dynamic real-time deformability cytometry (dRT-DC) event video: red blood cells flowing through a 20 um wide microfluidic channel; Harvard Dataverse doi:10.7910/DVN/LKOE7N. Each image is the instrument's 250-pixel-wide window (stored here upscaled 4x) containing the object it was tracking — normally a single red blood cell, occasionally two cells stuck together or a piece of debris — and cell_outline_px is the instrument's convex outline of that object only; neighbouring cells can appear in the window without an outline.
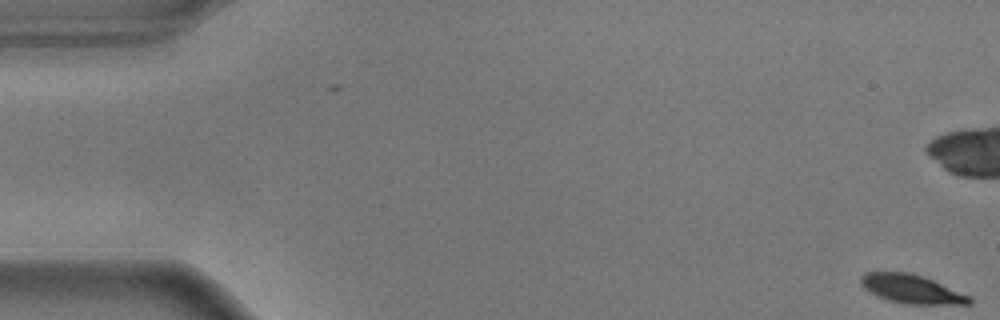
{"species": "common noctule bat (a hibernating species)", "species_latin": "Nyctalus noctula", "temperature_condition": "warm", "stored_images_in_passage": 58, "camera_frame_rate_fps": 3000, "um_per_image_px": 0.085, "animal": {"sex": "male", "body_mass_g": 17.9}, "frame": {"image": 1, "passage_image": 1, "time_ms": 0.0, "image_size_px": [1000, 320], "cell_outline_px": [[972, 304], [904, 304], [888, 300], [876, 296], [868, 292], [860, 284], [860, 276], [864, 272], [908, 272], [924, 276], [972, 296]], "centroid_in_image_um": [77.48, 24.57], "position_along_channel_um": 7.5, "area_um2": 18.5}}
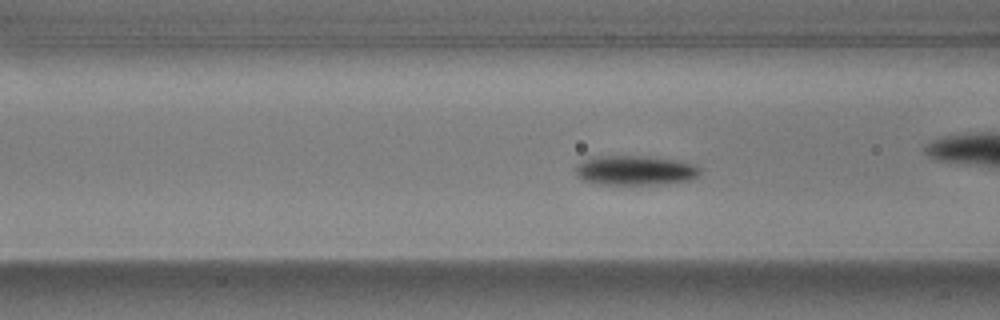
{"frame": {"image": 2, "passage_image": 22, "time_ms": 7.0, "image_size_px": [1000, 320], "cell_outline_px": [[700, 172], [696, 176], [688, 180], [664, 184], [596, 184], [584, 180], [576, 176], [576, 168], [584, 160], [596, 156], [648, 156], [676, 160], [696, 164], [700, 168]], "centroid_in_image_um": [54.0, 14.48], "position_along_channel_um": 112.6, "area_um2": 21.39}}
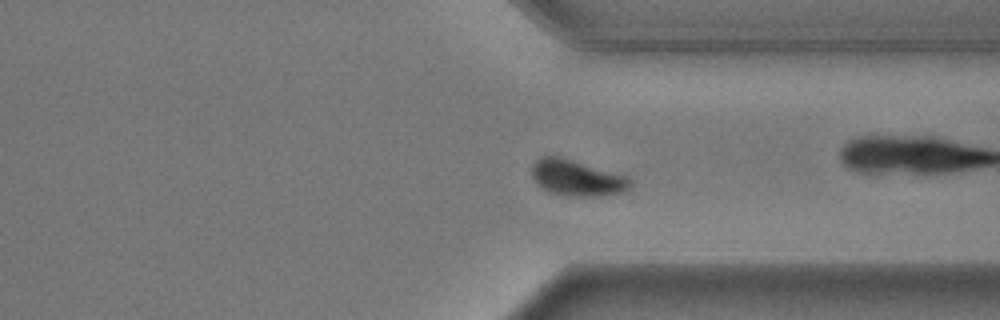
{"frame": {"image": 3, "passage_image": 43, "time_ms": 14.0, "image_size_px": [1000, 320], "cell_outline_px": [[632, 184], [624, 192], [596, 196], [568, 196], [548, 192], [540, 188], [536, 184], [532, 176], [532, 164], [540, 156], [560, 156], [628, 176], [632, 180]], "centroid_in_image_um": [49.01, 15.12], "position_along_channel_um": 362.4, "area_um2": 20.87}, "authors_computed_cell_mechanics": {"area_um2": 20.1722, "velocity_mm_per_s": 3.5675, "shape_relaxation_time_tau1_ms": 2.6577, "shape_relaxation_time_tau2_ms": null, "deformation_change_tau1": 0.16, "deformation_change_tau2": null}}